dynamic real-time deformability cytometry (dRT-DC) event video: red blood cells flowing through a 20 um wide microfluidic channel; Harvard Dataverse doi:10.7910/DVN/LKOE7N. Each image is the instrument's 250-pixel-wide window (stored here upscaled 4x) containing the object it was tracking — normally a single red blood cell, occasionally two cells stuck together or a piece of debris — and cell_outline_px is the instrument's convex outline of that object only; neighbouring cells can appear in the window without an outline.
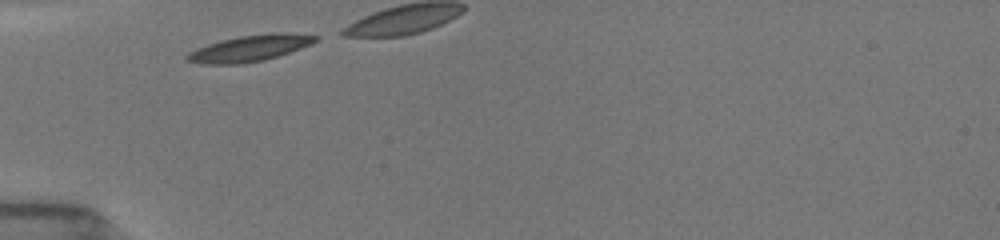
{"species": "common noctule bat (a hibernating species)", "species_latin": "Nyctalus noctula", "temperature_condition": "room temperature", "stored_images_in_passage": 11, "camera_frame_rate_fps": 3000, "um_per_image_px": 0.085, "animal": {"sex": "female", "body_mass_g": 19.5, "forearm_length_mm": 54.1}, "frame": {"image": 1, "passage_image": 1, "time_ms": 0.0, "image_size_px": [1000, 240], "cell_outline_px": [[320, 40], [300, 48], [264, 60], [240, 64], [200, 64], [184, 60], [184, 56], [188, 52], [196, 48], [220, 40], [240, 36], [272, 32], [284, 32], [320, 36]], "centroid_in_image_um": [21.19, 4.1], "position_along_channel_um": 63.8, "area_um2": 19.77}}